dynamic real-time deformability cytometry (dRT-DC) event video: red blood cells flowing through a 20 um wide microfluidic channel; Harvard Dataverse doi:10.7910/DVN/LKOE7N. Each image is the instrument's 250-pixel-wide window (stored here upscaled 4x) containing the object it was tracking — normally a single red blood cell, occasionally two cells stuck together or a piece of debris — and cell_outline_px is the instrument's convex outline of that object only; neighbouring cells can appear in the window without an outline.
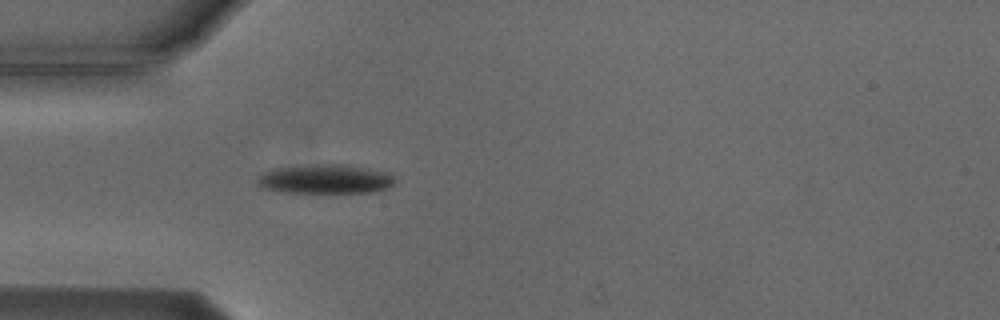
{"species": "Egyptian fruit bat (a non-hibernating species)", "species_latin": "Rousettus aegyptiacus", "temperature_condition": "cold", "stored_images_in_passage": 1, "camera_frame_rate_fps": 3000, "um_per_image_px": 0.085, "animal": {"sex": "male"}, "frame": {"image": 1, "passage_image": 1, "time_ms": 0.0, "image_size_px": [1000, 320], "cell_outline_px": [[396, 180], [388, 188], [372, 192], [280, 192], [260, 188], [256, 184], [260, 176], [272, 168], [328, 164], [384, 172], [392, 176]], "centroid_in_image_um": [27.56, 15.25], "position_along_channel_um": 57.4, "area_um2": 22.6}}